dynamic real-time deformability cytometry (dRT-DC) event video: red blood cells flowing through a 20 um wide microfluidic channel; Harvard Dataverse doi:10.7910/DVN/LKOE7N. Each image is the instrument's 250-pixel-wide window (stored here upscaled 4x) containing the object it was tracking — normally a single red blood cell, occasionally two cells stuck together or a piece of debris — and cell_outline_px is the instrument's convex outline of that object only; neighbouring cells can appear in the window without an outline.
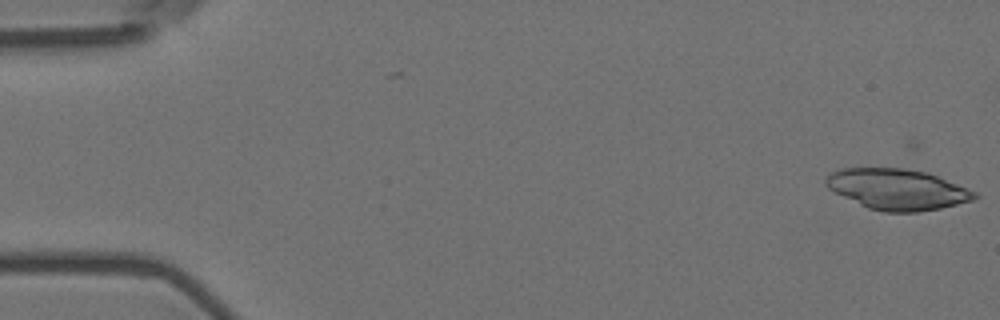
{"species": "Egyptian fruit bat (a non-hibernating species)", "species_latin": "Rousettus aegyptiacus", "temperature_condition": "room temperature", "stored_images_in_passage": 15, "camera_frame_rate_fps": 3000, "um_per_image_px": 0.085, "animal": {"sex": "female"}, "frame": {"image": 1, "passage_image": 1, "time_ms": 0.0, "image_size_px": [1000, 320], "cell_outline_px": [[980, 196], [972, 200], [940, 208], [920, 212], [884, 212], [868, 208], [828, 188], [824, 184], [824, 180], [832, 172], [840, 168], [904, 168], [928, 172], [976, 192]], "centroid_in_image_um": [76.27, 16.09], "position_along_channel_um": 8.7, "area_um2": 35.08}}